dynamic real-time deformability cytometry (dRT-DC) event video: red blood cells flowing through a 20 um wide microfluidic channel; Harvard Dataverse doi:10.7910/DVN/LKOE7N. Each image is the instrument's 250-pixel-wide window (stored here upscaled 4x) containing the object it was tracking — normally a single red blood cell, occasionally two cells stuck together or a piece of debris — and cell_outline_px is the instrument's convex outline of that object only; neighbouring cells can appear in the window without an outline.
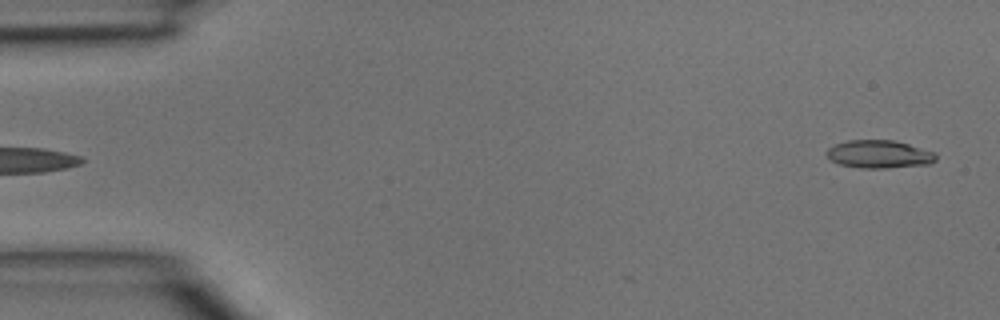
{"species": "common noctule bat (a hibernating species)", "species_latin": "Nyctalus noctula", "temperature_condition": "room temperature", "stored_images_in_passage": 3, "segment_of_instrument_passage": [2, 2], "camera_frame_rate_fps": 3000, "um_per_image_px": 0.085, "animal": {"sex": "male", "body_mass_g": 15.6}, "frame": {"image": 1, "passage_image": 3, "time_ms": 0.667, "image_size_px": [1000, 320], "cell_outline_px": [[936, 160], [928, 164], [888, 168], [864, 168], [840, 164], [832, 160], [824, 152], [828, 148], [836, 144], [848, 140], [892, 140], [908, 144], [936, 152]], "centroid_in_image_um": [74.74, 13.1], "position_along_channel_um": 10.3, "area_um2": 17.69}}